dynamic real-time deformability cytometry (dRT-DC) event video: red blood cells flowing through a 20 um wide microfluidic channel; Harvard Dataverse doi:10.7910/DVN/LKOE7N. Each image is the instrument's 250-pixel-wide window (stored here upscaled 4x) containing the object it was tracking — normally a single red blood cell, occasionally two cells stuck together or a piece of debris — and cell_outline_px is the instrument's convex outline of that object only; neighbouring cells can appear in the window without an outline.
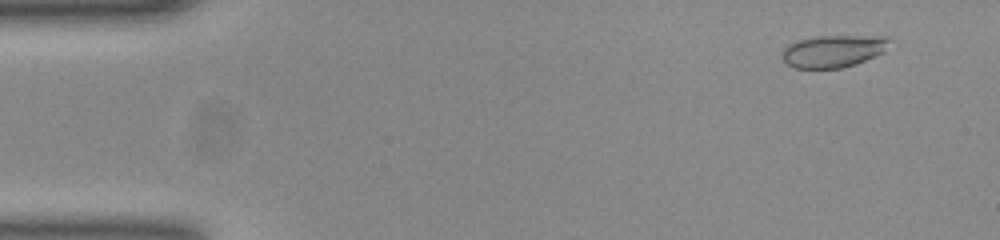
{"species": "common noctule bat (a hibernating species)", "species_latin": "Nyctalus noctula", "temperature_condition": "room temperature", "stored_images_in_passage": 14, "camera_frame_rate_fps": 3000, "um_per_image_px": 0.085, "animal": {"sex": "female", "body_mass_g": 23.0, "forearm_length_mm": 53.4}, "frame": {"image": 1, "passage_image": 4, "time_ms": 1.0, "image_size_px": [1000, 240], "cell_outline_px": [[892, 40], [884, 52], [856, 64], [840, 68], [796, 68], [788, 64], [780, 56], [784, 48], [788, 44], [800, 40], [816, 36], [888, 36]], "centroid_in_image_um": [70.85, 4.34], "position_along_channel_um": 14.1, "area_um2": 20.23}}
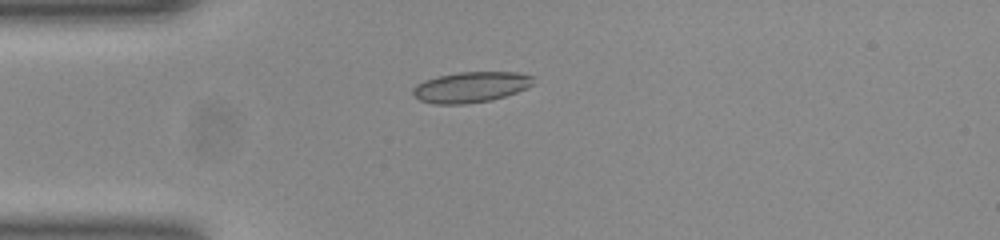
{"frame": {"image": 2, "passage_image": 13, "time_ms": 4.0, "image_size_px": [1000, 240], "cell_outline_px": [[532, 84], [516, 92], [492, 100], [460, 104], [436, 104], [420, 100], [412, 92], [412, 88], [416, 84], [440, 76], [460, 72], [516, 72], [532, 76]], "centroid_in_image_um": [40.0, 7.4], "position_along_channel_um": 45.0, "area_um2": 21.04}}